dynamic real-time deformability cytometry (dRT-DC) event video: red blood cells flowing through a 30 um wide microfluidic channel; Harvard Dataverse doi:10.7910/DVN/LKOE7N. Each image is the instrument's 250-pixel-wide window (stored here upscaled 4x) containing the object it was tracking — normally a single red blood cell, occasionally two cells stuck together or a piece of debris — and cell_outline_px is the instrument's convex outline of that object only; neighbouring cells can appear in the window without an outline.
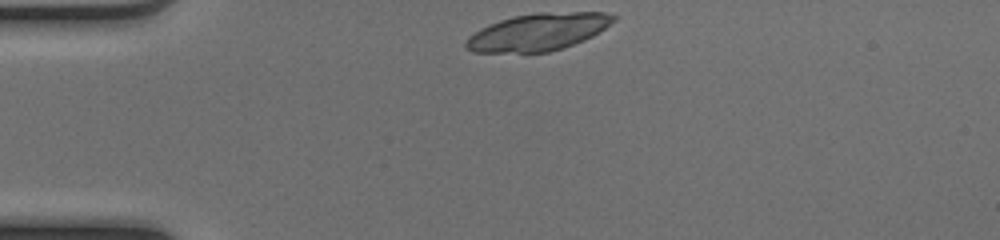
{"species": "common noctule bat (a hibernating species)", "species_latin": "Nyctalus noctula", "temperature_condition": "cold", "stored_images_in_passage": 39, "camera_frame_rate_fps": 3000, "um_per_image_px": 0.085, "animal": {"sex": "female", "body_mass_g": 17.0, "forearm_length_mm": 48.0}, "frame": {"image": 1, "passage_image": 1, "time_ms": 0.0, "image_size_px": [1000, 240], "cell_outline_px": [[616, 20], [600, 32], [584, 40], [548, 52], [472, 52], [464, 48], [464, 44], [468, 36], [480, 28], [488, 24], [512, 16], [536, 12], [604, 12], [616, 16]], "centroid_in_image_um": [45.71, 2.71], "position_along_channel_um": 39.3, "area_um2": 32.14}}